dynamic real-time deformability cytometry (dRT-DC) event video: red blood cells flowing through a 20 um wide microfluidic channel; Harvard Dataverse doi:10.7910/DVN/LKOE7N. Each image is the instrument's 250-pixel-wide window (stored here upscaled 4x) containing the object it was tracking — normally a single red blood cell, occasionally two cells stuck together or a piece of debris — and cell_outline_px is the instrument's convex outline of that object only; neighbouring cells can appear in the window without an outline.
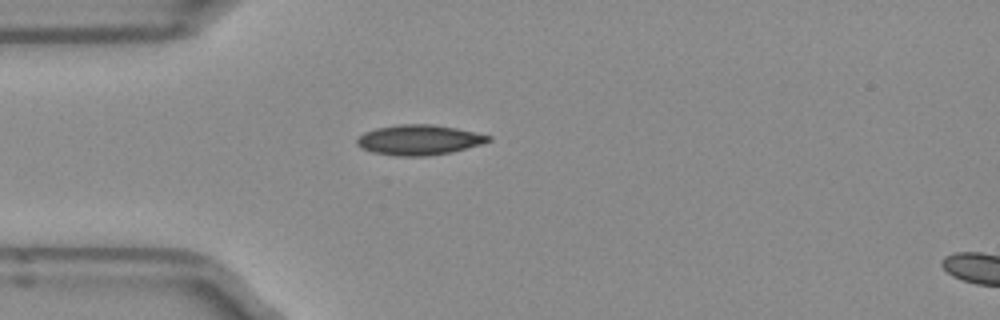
{"species": "Egyptian fruit bat (a non-hibernating species)", "species_latin": "Rousettus aegyptiacus", "temperature_condition": "room temperature", "stored_images_in_passage": 38, "camera_frame_rate_fps": 3000, "um_per_image_px": 0.085, "frame": {"image": 1, "passage_image": 1, "time_ms": 0.0, "image_size_px": [1000, 320], "cell_outline_px": [[492, 140], [480, 144], [452, 152], [428, 156], [396, 156], [372, 152], [360, 148], [356, 144], [356, 140], [364, 132], [376, 128], [400, 124], [432, 124], [456, 128], [492, 136]], "centroid_in_image_um": [35.6, 11.89], "position_along_channel_um": 49.4, "area_um2": 23.12}}
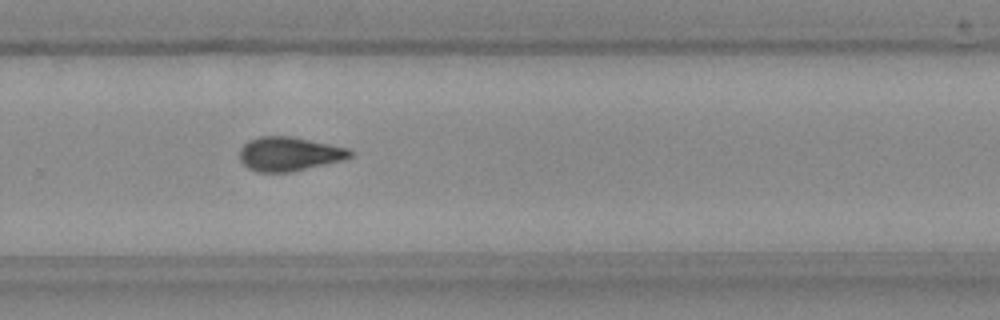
{"frame": {"image": 2, "passage_image": 21, "time_ms": 6.667, "image_size_px": [1000, 320], "cell_outline_px": [[352, 156], [344, 160], [292, 172], [256, 172], [248, 168], [240, 160], [240, 148], [248, 140], [260, 136], [288, 136], [348, 148], [352, 152]], "centroid_in_image_um": [24.56, 13.1], "position_along_channel_um": 305.2, "area_um2": 21.85}}
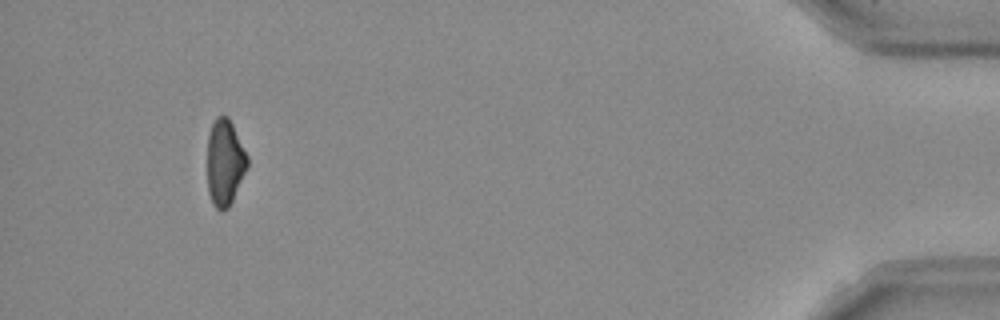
{"frame": {"image": 3, "passage_image": 35, "time_ms": 11.333, "image_size_px": [1000, 320], "cell_outline_px": [[248, 168], [228, 208], [224, 212], [220, 212], [212, 204], [208, 192], [208, 136], [212, 124], [216, 116], [228, 116], [248, 156]], "centroid_in_image_um": [19.11, 13.84], "position_along_channel_um": 416.1, "area_um2": 20.17}, "authors_computed_cell_mechanics": {"area_um2": 21.675, "velocity_mm_per_s": 3.9674, "shape_relaxation_time_tau1_ms": 4.2605, "shape_relaxation_time_tau2_ms": 3.4643, "deformation_change_tau1": 0.1369, "deformation_change_tau2": 0.0735}}